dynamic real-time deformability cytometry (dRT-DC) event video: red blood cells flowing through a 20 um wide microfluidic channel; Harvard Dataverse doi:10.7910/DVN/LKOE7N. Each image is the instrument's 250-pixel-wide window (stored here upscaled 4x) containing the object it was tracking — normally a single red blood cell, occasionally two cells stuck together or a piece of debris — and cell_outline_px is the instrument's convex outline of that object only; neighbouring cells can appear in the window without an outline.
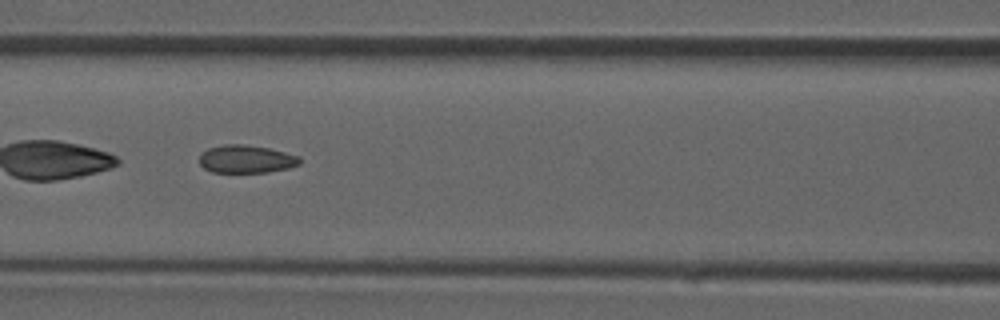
{"species": "common noctule bat (a hibernating species)", "species_latin": "Nyctalus noctula", "temperature_condition": "room temperature", "stored_images_in_passage": 39, "camera_frame_rate_fps": 3000, "um_per_image_px": 0.085, "animal": {"sex": "male", "forearm_length_mm": 52.5}, "frame": {"image": 1, "passage_image": 17, "time_ms": 5.333, "image_size_px": [1000, 320], "cell_outline_px": [[300, 164], [288, 168], [268, 172], [212, 172], [204, 168], [200, 164], [200, 152], [208, 148], [224, 144], [244, 144], [268, 148], [300, 156]], "centroid_in_image_um": [20.91, 13.51], "position_along_channel_um": 145.7, "area_um2": 16.36}}